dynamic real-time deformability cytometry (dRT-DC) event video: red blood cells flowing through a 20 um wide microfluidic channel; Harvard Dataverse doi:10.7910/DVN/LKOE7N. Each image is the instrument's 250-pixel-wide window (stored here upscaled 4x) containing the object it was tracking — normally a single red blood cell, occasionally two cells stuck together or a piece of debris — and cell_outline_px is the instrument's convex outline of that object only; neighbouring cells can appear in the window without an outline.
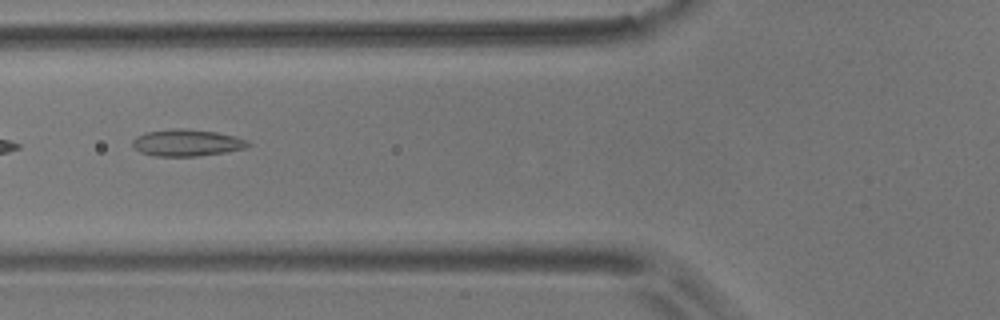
{"species": "common noctule bat (a hibernating species)", "species_latin": "Nyctalus noctula", "temperature_condition": "room temperature", "stored_images_in_passage": 6, "camera_frame_rate_fps": 3000, "um_per_image_px": 0.085, "animal": {"sex": "male", "body_mass_g": 17.9}, "frame": {"image": 1, "passage_image": 2, "time_ms": 1.0, "image_size_px": [1000, 320], "cell_outline_px": [[252, 144], [244, 148], [224, 152], [200, 156], [156, 156], [140, 152], [132, 144], [132, 140], [136, 136], [148, 132], [172, 128], [180, 128], [216, 132], [236, 136], [248, 140]], "centroid_in_image_um": [15.9, 12.13], "position_along_channel_um": 109.9, "area_um2": 17.98}}
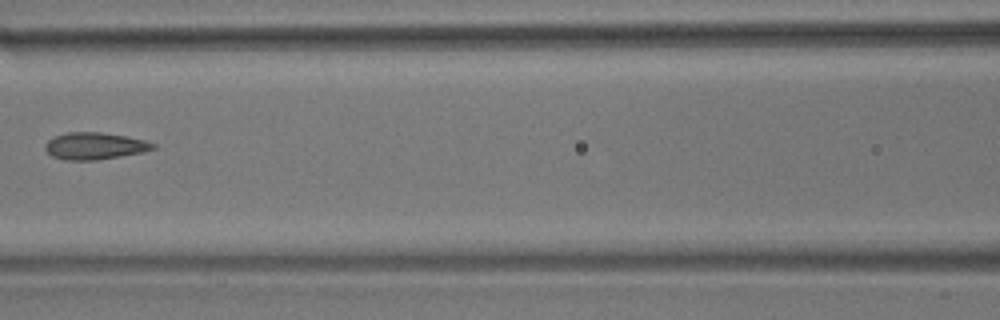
{"frame": {"image": 2, "passage_image": 3, "time_ms": 2.333, "image_size_px": [1000, 320], "cell_outline_px": [[156, 148], [140, 152], [120, 156], [96, 160], [64, 160], [52, 156], [44, 148], [44, 144], [48, 140], [56, 136], [68, 132], [100, 132], [124, 136], [144, 140], [156, 144]], "centroid_in_image_um": [8.02, 12.41], "position_along_channel_um": 158.6, "area_um2": 16.76}}
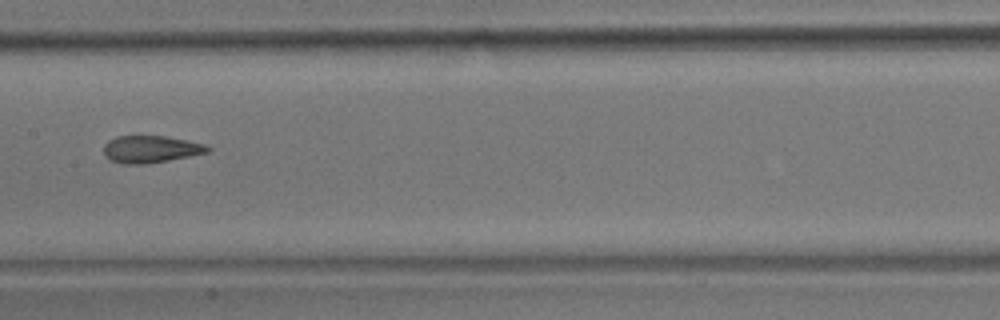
{"frame": {"image": 3, "passage_image": 4, "time_ms": 3.333, "image_size_px": [1000, 320], "cell_outline_px": [[212, 148], [208, 152], [168, 160], [144, 164], [124, 164], [112, 160], [104, 152], [104, 144], [108, 140], [116, 136], [164, 136], [188, 140], [204, 144]], "centroid_in_image_um": [12.82, 12.67], "position_along_channel_um": 194.6, "area_um2": 16.24}}